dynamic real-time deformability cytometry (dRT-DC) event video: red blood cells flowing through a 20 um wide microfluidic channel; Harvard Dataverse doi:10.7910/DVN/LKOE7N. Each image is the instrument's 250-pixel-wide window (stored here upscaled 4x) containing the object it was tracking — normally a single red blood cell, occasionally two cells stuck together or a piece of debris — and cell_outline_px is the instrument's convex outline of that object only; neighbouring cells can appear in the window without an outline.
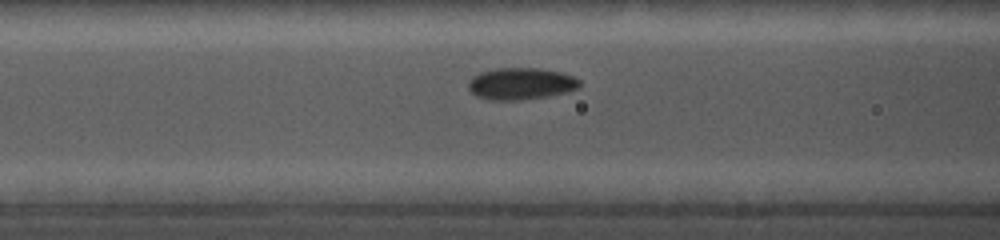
{"species": "common noctule bat (a hibernating species)", "species_latin": "Nyctalus noctula", "temperature_condition": "cold", "stored_images_in_passage": 10, "camera_frame_rate_fps": 5000, "um_per_image_px": 0.085, "animal": {"sex": "female", "body_mass_g": 19.0, "forearm_length_mm": 56.7}, "frame": {"image": 1, "passage_image": 6, "time_ms": 3.0, "image_size_px": [1000, 240], "cell_outline_px": [[580, 88], [548, 96], [520, 100], [492, 100], [476, 96], [468, 88], [468, 80], [472, 76], [480, 72], [496, 68], [540, 68], [560, 72], [572, 76], [580, 80]], "centroid_in_image_um": [44.25, 7.11], "position_along_channel_um": 122.3, "area_um2": 20.69}}
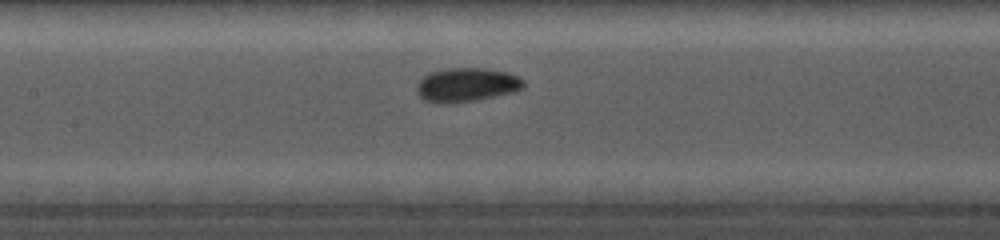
{"frame": {"image": 2, "passage_image": 9, "time_ms": 4.2, "image_size_px": [1000, 240], "cell_outline_px": [[524, 88], [512, 92], [452, 104], [436, 104], [424, 100], [416, 92], [416, 84], [424, 76], [432, 72], [448, 68], [488, 68], [508, 72], [524, 80]], "centroid_in_image_um": [39.63, 7.21], "position_along_channel_um": 167.8, "area_um2": 21.15}}